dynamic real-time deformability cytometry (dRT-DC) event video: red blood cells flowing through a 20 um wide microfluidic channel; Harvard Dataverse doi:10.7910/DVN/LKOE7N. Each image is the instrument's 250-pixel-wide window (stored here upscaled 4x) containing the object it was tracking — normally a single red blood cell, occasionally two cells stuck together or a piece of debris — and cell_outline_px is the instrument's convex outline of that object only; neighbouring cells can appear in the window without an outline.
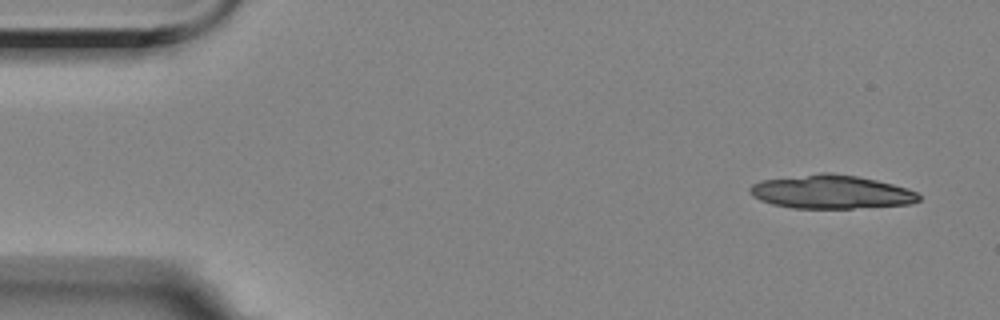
{"species": "Egyptian fruit bat (a non-hibernating species)", "species_latin": "Rousettus aegyptiacus", "temperature_condition": "room temperature", "stored_images_in_passage": 21, "segment_of_instrument_passage": [1, 2], "camera_frame_rate_fps": 3000, "um_per_image_px": 0.085, "animal": {"sex": "female"}, "frame": {"image": 1, "passage_image": 1, "time_ms": 0.0, "image_size_px": [1000, 320], "cell_outline_px": [[920, 200], [908, 204], [852, 208], [792, 208], [772, 204], [760, 200], [752, 196], [748, 188], [752, 184], [760, 180], [820, 172], [832, 172], [856, 176], [876, 180], [908, 188], [916, 192], [920, 196]], "centroid_in_image_um": [70.6, 16.3], "position_along_channel_um": 14.4, "area_um2": 33.18}}